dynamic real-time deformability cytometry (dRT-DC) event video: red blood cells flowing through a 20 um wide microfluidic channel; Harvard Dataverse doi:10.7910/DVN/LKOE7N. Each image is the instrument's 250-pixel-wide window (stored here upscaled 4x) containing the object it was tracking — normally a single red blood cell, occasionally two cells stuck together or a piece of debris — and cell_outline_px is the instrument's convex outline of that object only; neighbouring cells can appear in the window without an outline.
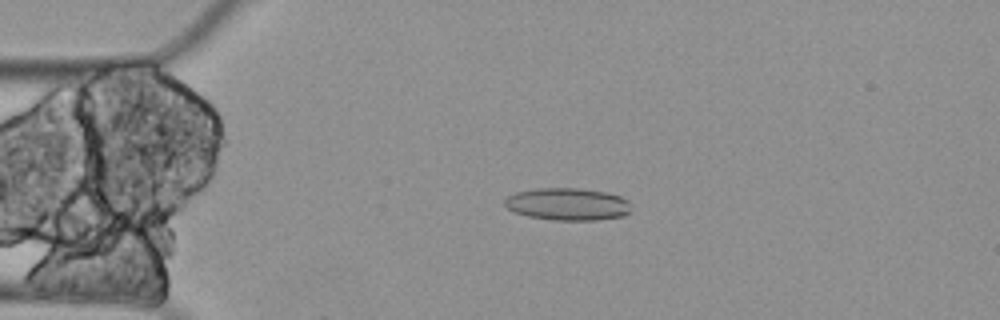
{"species": "Egyptian fruit bat (a non-hibernating species)", "species_latin": "Rousettus aegyptiacus", "temperature_condition": "cold", "stored_images_in_passage": 5, "camera_frame_rate_fps": 3000, "um_per_image_px": 0.085, "animal": {"sex": "female"}, "frame": {"image": 1, "passage_image": 4, "time_ms": 1.0, "image_size_px": [1000, 320], "cell_outline_px": [[628, 212], [624, 216], [596, 220], [556, 220], [528, 216], [512, 212], [504, 204], [504, 200], [508, 196], [516, 192], [536, 188], [580, 188], [604, 192], [620, 196], [628, 200]], "centroid_in_image_um": [48.21, 17.35], "position_along_channel_um": 36.8, "area_um2": 23.76}}